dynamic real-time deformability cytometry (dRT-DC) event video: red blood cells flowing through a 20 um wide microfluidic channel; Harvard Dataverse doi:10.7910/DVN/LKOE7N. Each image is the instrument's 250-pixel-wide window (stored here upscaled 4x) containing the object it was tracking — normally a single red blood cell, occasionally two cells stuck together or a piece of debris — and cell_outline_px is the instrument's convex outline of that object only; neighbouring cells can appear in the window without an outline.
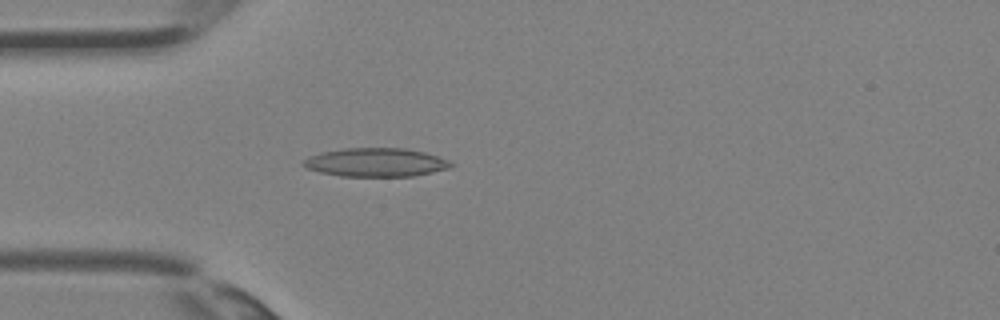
{"species": "Egyptian fruit bat (a non-hibernating species)", "species_latin": "Rousettus aegyptiacus", "temperature_condition": "room temperature", "stored_images_in_passage": 28, "camera_frame_rate_fps": 3000, "um_per_image_px": 0.085, "animal": {"sex": "female"}, "frame": {"image": 1, "passage_image": 3, "time_ms": 0.667, "image_size_px": [1000, 320], "cell_outline_px": [[456, 164], [448, 168], [432, 172], [412, 176], [340, 176], [320, 172], [308, 168], [300, 164], [308, 156], [320, 152], [344, 148], [404, 148], [424, 152], [448, 160]], "centroid_in_image_um": [31.92, 13.8], "position_along_channel_um": 53.1, "area_um2": 24.57}}
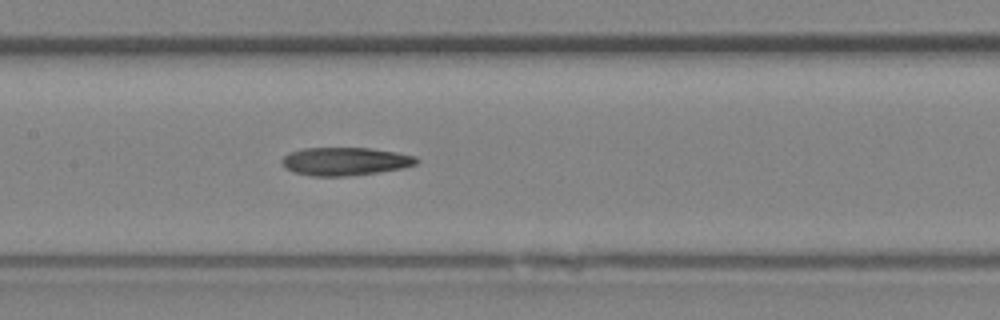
{"frame": {"image": 2, "passage_image": 10, "time_ms": 3.0, "image_size_px": [1000, 320], "cell_outline_px": [[420, 160], [416, 164], [404, 168], [380, 172], [344, 176], [312, 176], [292, 172], [284, 168], [280, 160], [288, 152], [304, 148], [372, 148], [400, 152], [416, 156]], "centroid_in_image_um": [29.34, 13.71], "position_along_channel_um": 178.1, "area_um2": 22.43}}
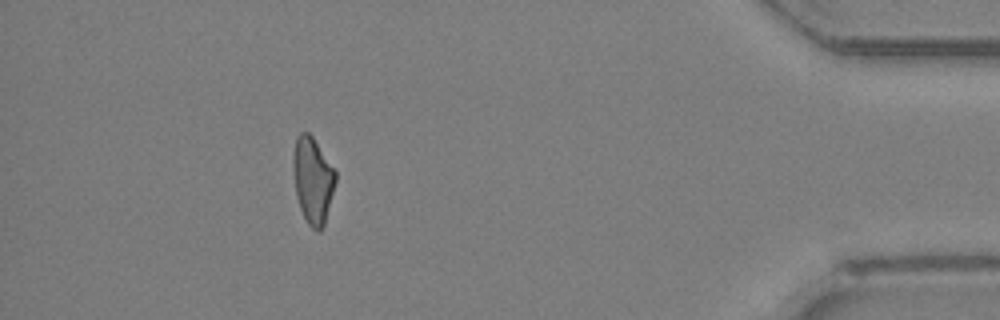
{"frame": {"image": 3, "passage_image": 25, "time_ms": 8.0, "image_size_px": [1000, 320], "cell_outline_px": [[336, 180], [324, 224], [320, 232], [316, 232], [308, 224], [300, 208], [296, 196], [292, 168], [292, 156], [296, 136], [300, 132], [308, 132], [312, 136], [336, 172]], "centroid_in_image_um": [26.55, 15.3], "position_along_channel_um": 408.6, "area_um2": 21.27}}